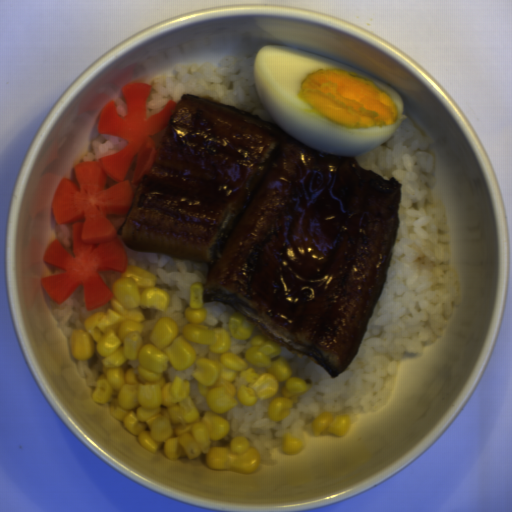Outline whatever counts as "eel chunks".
<instances>
[{
  "label": "eel chunks",
  "mask_w": 512,
  "mask_h": 512,
  "mask_svg": "<svg viewBox=\"0 0 512 512\" xmlns=\"http://www.w3.org/2000/svg\"><path fill=\"white\" fill-rule=\"evenodd\" d=\"M402 185L279 125L181 94L118 234L208 265L203 300L332 377L360 349L387 281Z\"/></svg>",
  "instance_id": "1"
}]
</instances>
